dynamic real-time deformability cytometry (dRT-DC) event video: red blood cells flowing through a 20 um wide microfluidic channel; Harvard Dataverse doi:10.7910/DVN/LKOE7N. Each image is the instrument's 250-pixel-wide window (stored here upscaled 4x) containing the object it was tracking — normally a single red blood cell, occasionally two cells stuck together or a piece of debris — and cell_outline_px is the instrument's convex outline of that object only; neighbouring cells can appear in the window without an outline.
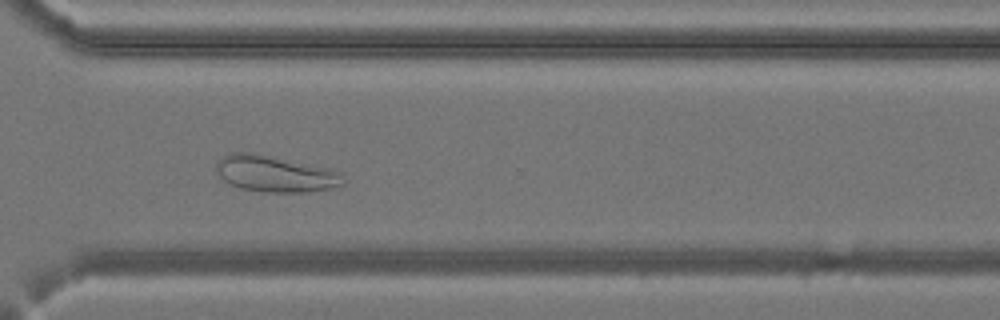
{"species": "common noctule bat (a hibernating species)", "species_latin": "Nyctalus noctula", "temperature_condition": "cold", "stored_images_in_passage": 35, "camera_frame_rate_fps": 3000, "um_per_image_px": 0.085, "animal": {"sex": "female", "body_mass_g": 24.6, "forearm_length_mm": 56.2}, "frame": {"image": 1, "passage_image": 25, "time_ms": 8.0, "image_size_px": [1000, 320], "cell_outline_px": [[344, 184], [332, 188], [308, 192], [264, 192], [240, 188], [224, 180], [216, 172], [216, 164], [224, 156], [232, 152], [252, 152], [328, 168], [340, 172]], "centroid_in_image_um": [23.39, 14.78], "position_along_channel_um": 347.2, "area_um2": 26.65}}